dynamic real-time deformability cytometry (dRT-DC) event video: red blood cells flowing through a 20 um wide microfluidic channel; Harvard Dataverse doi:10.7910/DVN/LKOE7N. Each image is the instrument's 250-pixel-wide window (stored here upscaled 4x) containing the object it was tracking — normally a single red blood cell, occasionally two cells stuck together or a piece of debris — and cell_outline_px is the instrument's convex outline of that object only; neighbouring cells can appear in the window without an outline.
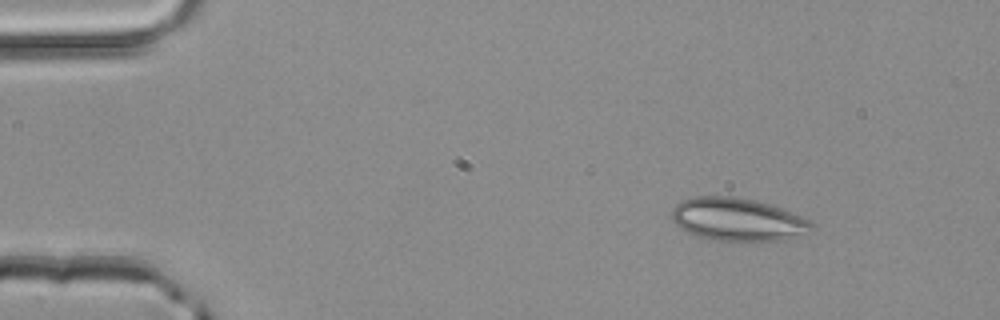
{"species": "common noctule bat (a hibernating species)", "species_latin": "Nyctalus noctula", "temperature_condition": "room temperature", "stored_images_in_passage": 2, "camera_frame_rate_fps": 3000, "um_per_image_px": 0.085, "animal": {"sex": "male", "body_mass_g": 20.4}, "frame": {"image": 1, "passage_image": 2, "time_ms": 0.333, "image_size_px": [1000, 320], "cell_outline_px": [[816, 224], [812, 228], [788, 240], [708, 240], [688, 232], [680, 228], [672, 220], [672, 208], [676, 204], [684, 200], [696, 196], [736, 196], [756, 200], [780, 208], [812, 220]], "centroid_in_image_um": [62.69, 18.64], "position_along_channel_um": 22.3, "area_um2": 34.85}}